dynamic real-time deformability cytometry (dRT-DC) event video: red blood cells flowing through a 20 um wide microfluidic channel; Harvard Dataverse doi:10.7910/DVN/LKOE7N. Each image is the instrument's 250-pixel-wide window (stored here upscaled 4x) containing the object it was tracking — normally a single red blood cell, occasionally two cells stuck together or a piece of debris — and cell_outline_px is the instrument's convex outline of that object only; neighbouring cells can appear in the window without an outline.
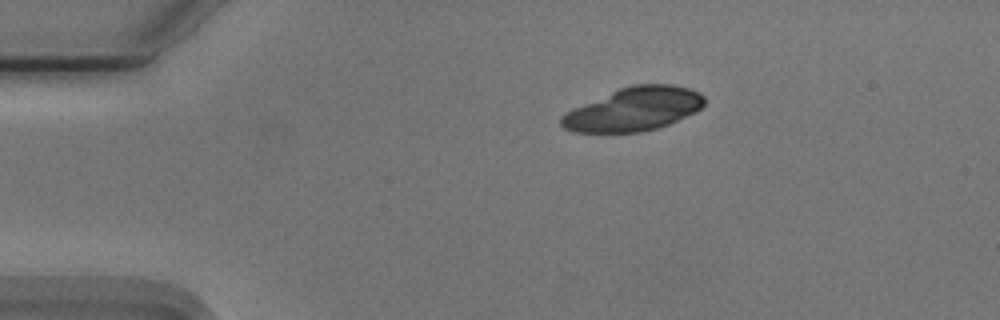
{"species": "Egyptian fruit bat (a non-hibernating species)", "species_latin": "Rousettus aegyptiacus", "temperature_condition": "cold", "stored_images_in_passage": 45, "camera_frame_rate_fps": 3000, "um_per_image_px": 0.085, "animal": {"sex": "male"}, "frame": {"image": 1, "passage_image": 1, "time_ms": 0.0, "image_size_px": [1000, 320], "cell_outline_px": [[704, 104], [696, 112], [668, 124], [656, 128], [640, 132], [572, 132], [564, 128], [560, 124], [560, 116], [576, 108], [620, 88], [632, 84], [672, 84], [688, 88], [700, 92], [704, 96]], "centroid_in_image_um": [53.9, 9.28], "position_along_channel_um": 31.1, "area_um2": 35.78}}